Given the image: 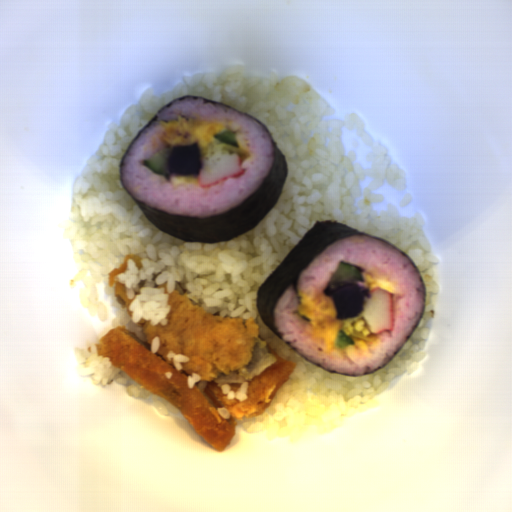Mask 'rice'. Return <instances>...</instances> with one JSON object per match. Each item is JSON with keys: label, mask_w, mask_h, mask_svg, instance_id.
<instances>
[{"label": "rice", "mask_w": 512, "mask_h": 512, "mask_svg": "<svg viewBox=\"0 0 512 512\" xmlns=\"http://www.w3.org/2000/svg\"><path fill=\"white\" fill-rule=\"evenodd\" d=\"M185 94L227 103L254 116L267 125L288 160V178L278 203L256 228L231 241L199 244L157 230L119 182V161L134 137L159 108ZM366 123L356 113L337 119L330 104L300 76H251L241 64L223 74H184L161 97L147 88L119 123L109 125L72 185L71 218L64 233L80 264L72 282L85 285L79 294L81 305L107 321L96 291L97 284L104 283L115 312L112 329L123 326L143 342L140 321L168 323L173 290L212 315L253 318L264 342L296 365L260 413L235 424L269 441L294 442L340 426L371 406L399 374L414 373L424 360L430 333L426 323L435 317L431 297L439 293L432 272L439 260L420 211L400 216L391 203L379 214L371 209L373 203L384 201L383 195L374 193L381 186L402 192L400 207L410 204L413 196L405 170ZM316 219L337 220L387 239L413 259L427 285V309L417 331L385 369L371 375L327 373L276 337L258 315L257 288ZM127 254L142 259V269L128 260V269L117 275L129 298H134L131 317L108 284V273Z\"/></svg>", "instance_id": "652b925c"}, {"label": "rice", "mask_w": 512, "mask_h": 512, "mask_svg": "<svg viewBox=\"0 0 512 512\" xmlns=\"http://www.w3.org/2000/svg\"><path fill=\"white\" fill-rule=\"evenodd\" d=\"M341 261L351 263L372 276H385L397 281L391 292L393 330L368 333L376 337V342L351 335L354 345L337 346L326 353L324 339L313 338L310 319L299 314L297 306L301 303L291 283L275 305L274 327L283 333V340L290 342L291 347L312 363L338 373L364 375L389 362L413 332L424 309V294L418 291L420 274L408 257L395 247L369 236L354 235L329 244L313 258L297 275L298 291L319 303Z\"/></svg>", "instance_id": "023b6e5f"}, {"label": "rice", "mask_w": 512, "mask_h": 512, "mask_svg": "<svg viewBox=\"0 0 512 512\" xmlns=\"http://www.w3.org/2000/svg\"><path fill=\"white\" fill-rule=\"evenodd\" d=\"M224 123L223 131L236 132L238 145L251 152L245 160V173L237 179H229L219 185L202 189L197 184H181L176 189L164 176H158L143 165L158 150L172 148L160 136L164 127L160 120H177V115ZM272 140L260 122L250 116L239 114L233 108L219 104L204 103V99L186 98L176 100L165 107L138 136L122 161V176L125 188L138 201L153 208L191 217H212L240 206L269 174L274 160Z\"/></svg>", "instance_id": "8eca5e8b"}, {"label": "rice", "mask_w": 512, "mask_h": 512, "mask_svg": "<svg viewBox=\"0 0 512 512\" xmlns=\"http://www.w3.org/2000/svg\"><path fill=\"white\" fill-rule=\"evenodd\" d=\"M96 344L91 342L74 348L73 353L78 362L80 376H90L99 387H106L113 383L123 384L129 397L133 399L151 398L152 405L159 414L181 413L167 400L141 387L122 369L112 366L108 357L98 356Z\"/></svg>", "instance_id": "acb35da6"}, {"label": "rice", "mask_w": 512, "mask_h": 512, "mask_svg": "<svg viewBox=\"0 0 512 512\" xmlns=\"http://www.w3.org/2000/svg\"><path fill=\"white\" fill-rule=\"evenodd\" d=\"M221 391L224 395L227 396V399H234V400H238V401H246L248 396H247V389H248V383H241L240 387L238 388L237 391H234L231 387V385L229 384H223L221 386Z\"/></svg>", "instance_id": "b023fe2a"}, {"label": "rice", "mask_w": 512, "mask_h": 512, "mask_svg": "<svg viewBox=\"0 0 512 512\" xmlns=\"http://www.w3.org/2000/svg\"><path fill=\"white\" fill-rule=\"evenodd\" d=\"M165 356H166L167 360L174 365L175 371H181V369L183 367L182 364L189 362V359H190V357H188L187 355L170 352V351H167Z\"/></svg>", "instance_id": "e3fd555f"}, {"label": "rice", "mask_w": 512, "mask_h": 512, "mask_svg": "<svg viewBox=\"0 0 512 512\" xmlns=\"http://www.w3.org/2000/svg\"><path fill=\"white\" fill-rule=\"evenodd\" d=\"M202 378L201 376H199L198 374H196L195 372L192 373L190 376H188L187 378V381H186V384L188 386V388H193L195 387V384L200 381Z\"/></svg>", "instance_id": "a3056103"}, {"label": "rice", "mask_w": 512, "mask_h": 512, "mask_svg": "<svg viewBox=\"0 0 512 512\" xmlns=\"http://www.w3.org/2000/svg\"><path fill=\"white\" fill-rule=\"evenodd\" d=\"M159 346H160V339L159 337H155L152 339L151 341V345H150V350H151V353H156L157 350L159 349Z\"/></svg>", "instance_id": "f2f60c81"}, {"label": "rice", "mask_w": 512, "mask_h": 512, "mask_svg": "<svg viewBox=\"0 0 512 512\" xmlns=\"http://www.w3.org/2000/svg\"><path fill=\"white\" fill-rule=\"evenodd\" d=\"M216 412L224 419H230L231 417L229 410L225 407L217 408Z\"/></svg>", "instance_id": "0b520998"}]
</instances>
